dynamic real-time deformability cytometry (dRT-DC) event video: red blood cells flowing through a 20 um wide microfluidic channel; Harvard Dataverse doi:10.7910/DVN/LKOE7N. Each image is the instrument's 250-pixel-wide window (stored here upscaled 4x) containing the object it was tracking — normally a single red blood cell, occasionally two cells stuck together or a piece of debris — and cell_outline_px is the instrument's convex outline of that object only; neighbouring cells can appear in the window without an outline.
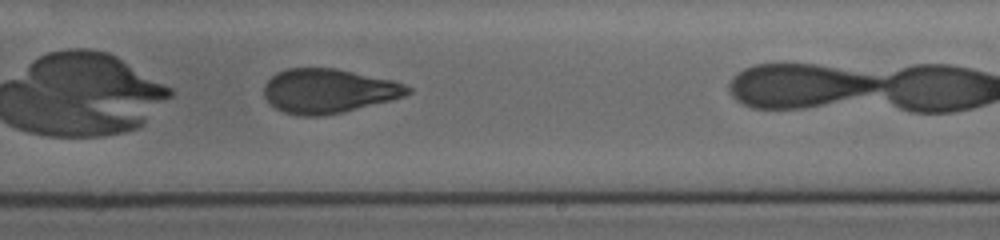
{"species": "human", "species_latin": "Homo sapiens", "temperature_condition": "cold", "stored_images_in_passage": 27, "camera_frame_rate_fps": 3000, "um_per_image_px": 0.085, "donor": {"sex": "female"}, "frame": {"image": 1, "passage_image": 16, "time_ms": 5.0, "image_size_px": [1000, 240], "cell_outline_px": [[412, 92], [404, 96], [392, 100], [340, 112], [320, 116], [300, 116], [284, 112], [276, 108], [264, 96], [264, 84], [276, 72], [288, 68], [336, 68], [392, 80], [404, 84], [412, 88]], "centroid_in_image_um": [27.92, 7.72], "position_along_channel_um": 261.1, "area_um2": 36.93}}